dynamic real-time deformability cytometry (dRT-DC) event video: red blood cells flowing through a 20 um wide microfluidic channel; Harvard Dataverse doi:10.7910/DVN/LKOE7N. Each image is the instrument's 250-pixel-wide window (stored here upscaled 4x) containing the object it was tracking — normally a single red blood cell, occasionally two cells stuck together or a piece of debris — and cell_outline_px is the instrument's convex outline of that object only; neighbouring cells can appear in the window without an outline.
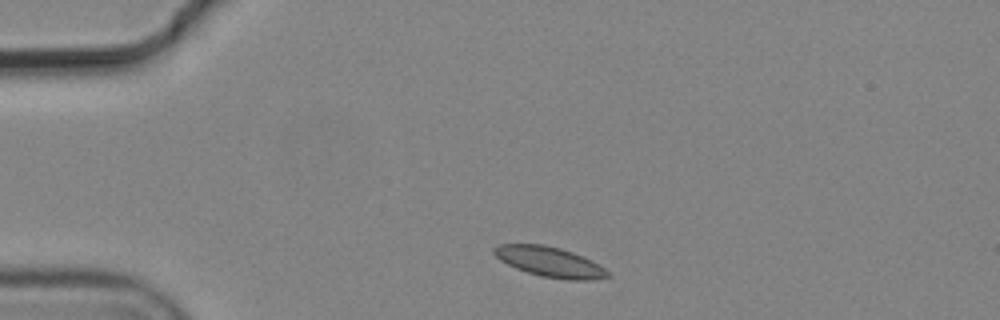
{"species": "common noctule bat (a hibernating species)", "species_latin": "Nyctalus noctula", "temperature_condition": "cold", "stored_images_in_passage": 2, "camera_frame_rate_fps": 3000, "um_per_image_px": 0.085, "animal": {"sex": "male", "body_mass_g": 19.2, "forearm_length_mm": 51.8}, "frame": {"image": 1, "passage_image": 1, "time_ms": 0.0, "image_size_px": [1000, 320], "cell_outline_px": [[608, 276], [592, 280], [564, 280], [540, 276], [516, 268], [500, 260], [492, 252], [492, 248], [500, 244], [544, 244], [560, 248], [584, 256], [592, 260], [604, 268], [608, 272]], "centroid_in_image_um": [46.71, 22.25], "position_along_channel_um": 38.3, "area_um2": 19.94}}